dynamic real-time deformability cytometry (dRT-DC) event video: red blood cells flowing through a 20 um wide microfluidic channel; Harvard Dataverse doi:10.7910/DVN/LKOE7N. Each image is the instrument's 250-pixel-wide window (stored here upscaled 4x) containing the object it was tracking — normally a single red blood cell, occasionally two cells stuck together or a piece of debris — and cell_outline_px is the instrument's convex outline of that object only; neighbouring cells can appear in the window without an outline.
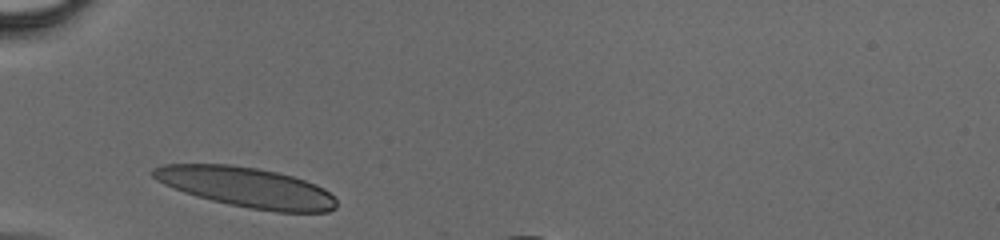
{"species": "human", "species_latin": "Homo sapiens", "temperature_condition": "cold", "stored_images_in_passage": 24, "camera_frame_rate_fps": 3000, "um_per_image_px": 0.085, "donor": {"sex": "male"}, "frame": {"image": 1, "passage_image": 1, "time_ms": 0.0, "image_size_px": [1000, 240], "cell_outline_px": [[336, 208], [328, 212], [276, 212], [248, 208], [228, 204], [196, 196], [184, 192], [164, 184], [156, 180], [148, 172], [152, 168], [164, 164], [228, 164], [256, 168], [276, 172], [292, 176], [316, 184], [324, 188], [336, 200]], "centroid_in_image_um": [20.93, 15.92], "position_along_channel_um": 64.1, "area_um2": 42.77}}
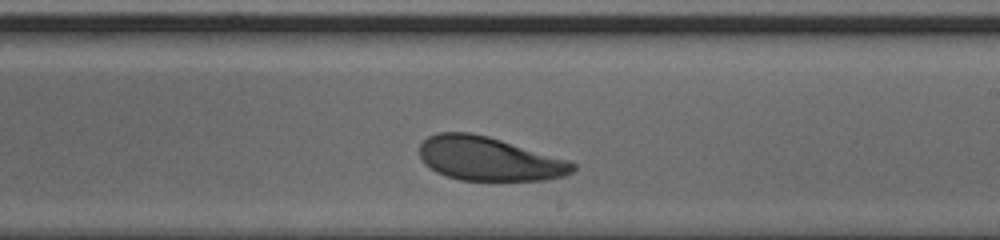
{"frame": {"image": 2, "passage_image": 14, "time_ms": 4.333, "image_size_px": [1000, 240], "cell_outline_px": [[576, 168], [572, 172], [564, 176], [544, 180], [460, 180], [436, 172], [424, 164], [420, 160], [420, 144], [428, 136], [436, 132], [468, 132], [488, 136], [568, 160], [576, 164]], "centroid_in_image_um": [41.53, 13.49], "position_along_channel_um": 247.5, "area_um2": 39.07}}
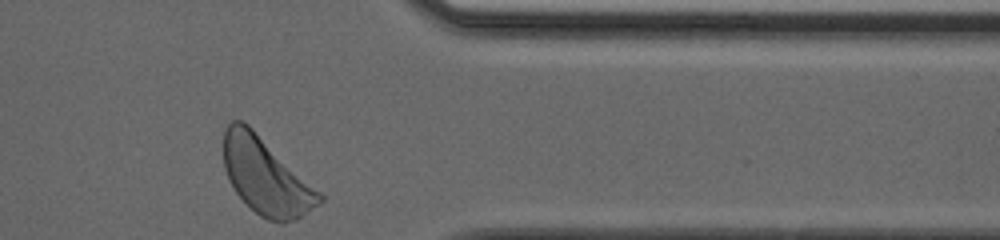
{"frame": {"image": 3, "passage_image": 24, "time_ms": 7.667, "image_size_px": [1000, 240], "cell_outline_px": [[324, 200], [320, 204], [296, 220], [284, 224], [280, 224], [268, 220], [260, 216], [236, 192], [224, 168], [224, 128], [232, 120], [244, 120], [320, 192], [324, 196]], "centroid_in_image_um": [22.61, 15.0], "position_along_channel_um": 388.8, "area_um2": 42.31}}